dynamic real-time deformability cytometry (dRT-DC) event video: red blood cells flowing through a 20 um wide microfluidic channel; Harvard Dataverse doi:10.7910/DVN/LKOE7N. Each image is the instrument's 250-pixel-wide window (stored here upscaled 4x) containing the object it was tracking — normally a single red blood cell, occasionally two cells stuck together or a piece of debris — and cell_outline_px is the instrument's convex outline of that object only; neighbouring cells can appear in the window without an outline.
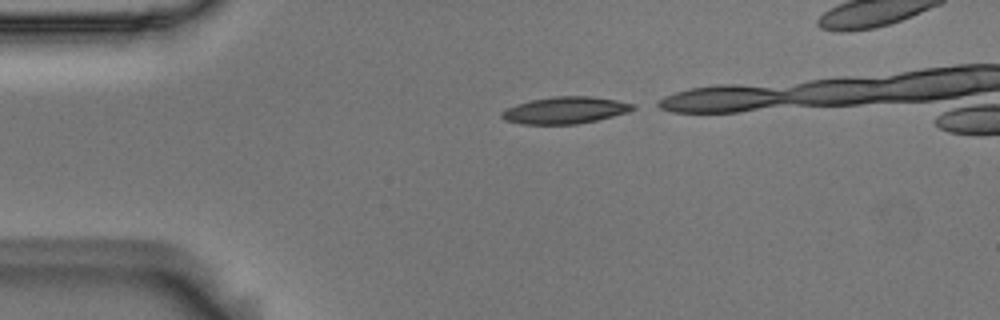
{"species": "Egyptian fruit bat (a non-hibernating species)", "species_latin": "Rousettus aegyptiacus", "temperature_condition": "room temperature", "stored_images_in_passage": 32, "camera_frame_rate_fps": 3000, "um_per_image_px": 0.085, "animal": {"sex": "male"}, "frame": {"image": 1, "passage_image": 1, "time_ms": 0.0, "image_size_px": [1000, 320], "cell_outline_px": [[636, 108], [628, 112], [596, 120], [576, 124], [520, 124], [504, 120], [500, 116], [500, 112], [516, 104], [532, 100], [556, 96], [592, 96], [616, 100], [636, 104]], "centroid_in_image_um": [48.03, 9.37], "position_along_channel_um": 37.0, "area_um2": 20.52}}
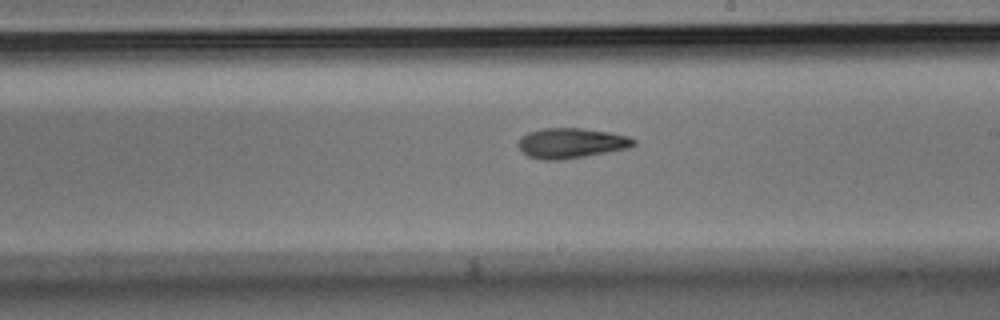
{"frame": {"image": 2, "passage_image": 20, "time_ms": 6.333, "image_size_px": [1000, 320], "cell_outline_px": [[636, 144], [628, 148], [564, 160], [540, 160], [528, 156], [520, 152], [516, 144], [520, 136], [528, 132], [544, 128], [580, 128], [612, 132], [628, 136], [636, 140]], "centroid_in_image_um": [48.5, 12.17], "position_along_channel_um": 240.5, "area_um2": 20.63}}
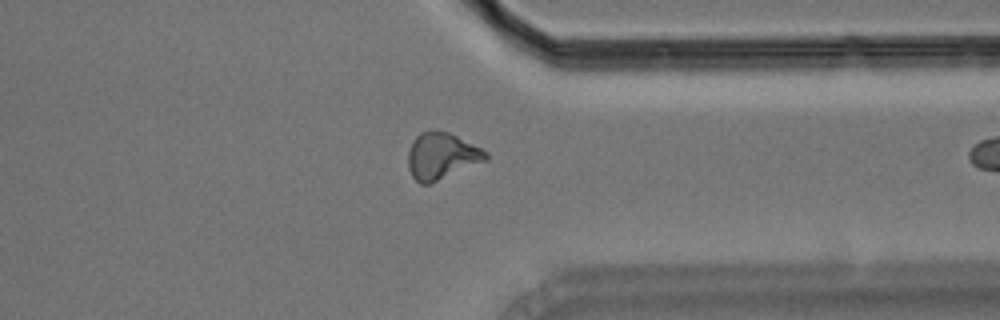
{"frame": {"image": 3, "passage_image": 31, "time_ms": 10.0, "image_size_px": [1000, 320], "cell_outline_px": [[488, 160], [432, 184], [420, 184], [412, 176], [408, 168], [408, 152], [412, 140], [420, 132], [448, 132], [488, 152]], "centroid_in_image_um": [37.53, 13.31], "position_along_channel_um": 373.9, "area_um2": 21.1}}